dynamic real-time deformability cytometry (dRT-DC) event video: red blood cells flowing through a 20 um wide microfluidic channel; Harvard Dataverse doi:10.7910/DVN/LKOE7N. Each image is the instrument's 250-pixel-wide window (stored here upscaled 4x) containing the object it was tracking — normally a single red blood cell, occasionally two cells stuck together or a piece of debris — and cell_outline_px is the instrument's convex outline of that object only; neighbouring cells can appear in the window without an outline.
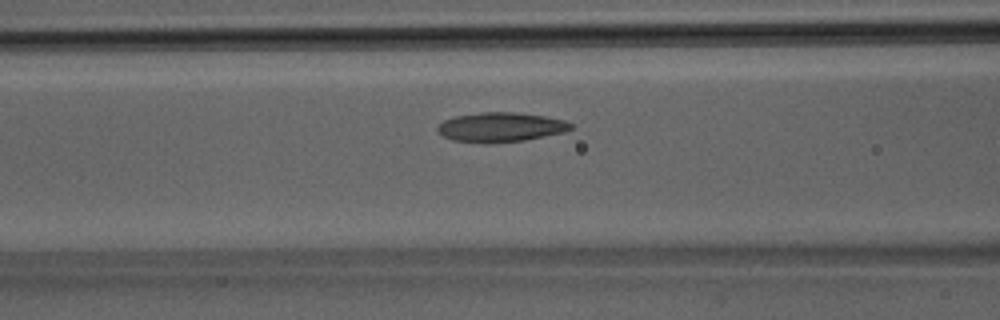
{"species": "Egyptian fruit bat (a non-hibernating species)", "species_latin": "Rousettus aegyptiacus", "temperature_condition": "room temperature", "stored_images_in_passage": 33, "camera_frame_rate_fps": 3000, "um_per_image_px": 0.085, "animal": {"sex": "male"}, "frame": {"image": 1, "passage_image": 11, "time_ms": 3.333, "image_size_px": [1000, 320], "cell_outline_px": [[572, 128], [564, 132], [524, 140], [488, 144], [452, 140], [444, 136], [436, 128], [444, 120], [456, 116], [480, 112], [516, 112], [544, 116], [564, 120], [572, 124]], "centroid_in_image_um": [42.55, 10.81], "position_along_channel_um": 124.1, "area_um2": 22.83}}
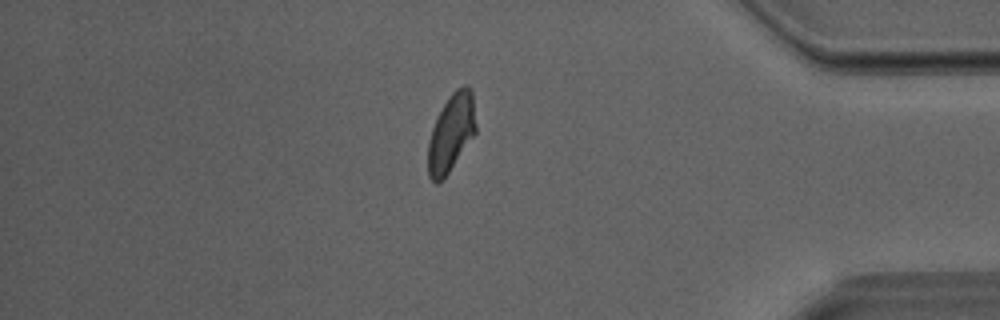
{"frame": {"image": 2, "passage_image": 28, "time_ms": 9.0, "image_size_px": [1000, 320], "cell_outline_px": [[476, 132], [448, 172], [436, 184], [428, 176], [428, 140], [436, 116], [452, 92], [456, 88], [464, 84], [468, 84], [472, 88], [476, 124]], "centroid_in_image_um": [38.35, 11.22], "position_along_channel_um": 396.8, "area_um2": 21.62}}
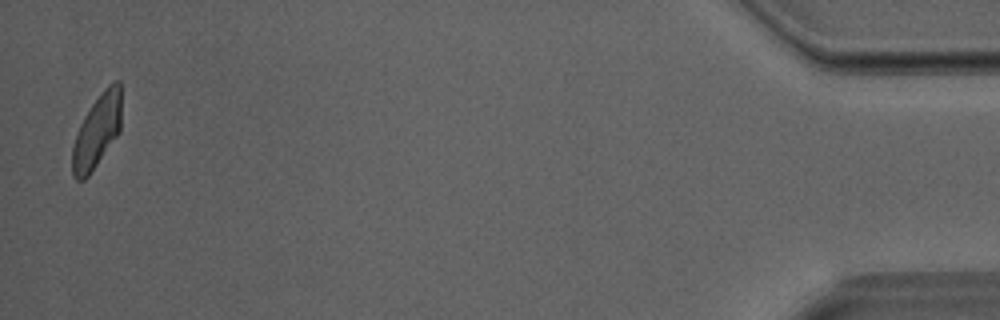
{"frame": {"image": 3, "passage_image": 33, "time_ms": 10.667, "image_size_px": [1000, 320], "cell_outline_px": [[120, 132], [88, 176], [84, 180], [76, 180], [72, 176], [72, 148], [80, 124], [84, 116], [92, 104], [108, 84], [116, 80], [120, 80]], "centroid_in_image_um": [8.23, 11.17], "position_along_channel_um": 427.0, "area_um2": 20.69}}